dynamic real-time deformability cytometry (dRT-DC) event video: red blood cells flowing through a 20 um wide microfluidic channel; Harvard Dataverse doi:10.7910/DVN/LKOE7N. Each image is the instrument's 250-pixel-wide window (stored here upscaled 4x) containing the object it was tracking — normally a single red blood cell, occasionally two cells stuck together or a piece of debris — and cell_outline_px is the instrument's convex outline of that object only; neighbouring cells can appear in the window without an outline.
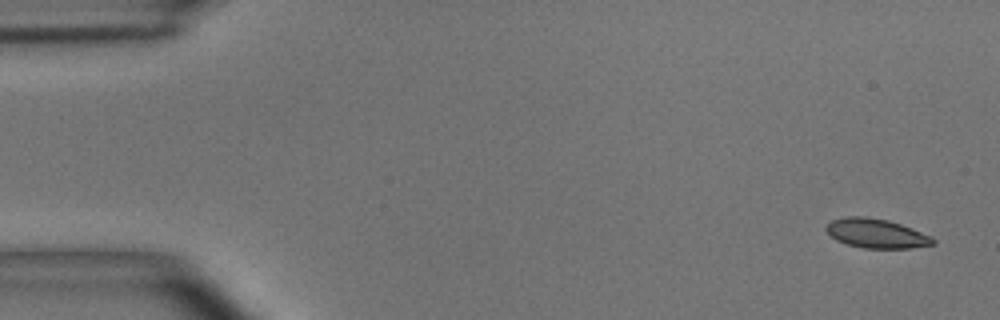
{"species": "common noctule bat (a hibernating species)", "species_latin": "Nyctalus noctula", "temperature_condition": "room temperature", "stored_images_in_passage": 4, "camera_frame_rate_fps": 3000, "um_per_image_px": 0.085, "animal": {"sex": "male", "body_mass_g": 15.6}, "frame": {"image": 1, "passage_image": 1, "time_ms": 0.0, "image_size_px": [1000, 320], "cell_outline_px": [[936, 244], [912, 248], [864, 248], [848, 244], [836, 240], [824, 228], [832, 220], [848, 216], [864, 216], [888, 220], [912, 228], [932, 236], [936, 240]], "centroid_in_image_um": [74.53, 19.84], "position_along_channel_um": 10.5, "area_um2": 18.21}}